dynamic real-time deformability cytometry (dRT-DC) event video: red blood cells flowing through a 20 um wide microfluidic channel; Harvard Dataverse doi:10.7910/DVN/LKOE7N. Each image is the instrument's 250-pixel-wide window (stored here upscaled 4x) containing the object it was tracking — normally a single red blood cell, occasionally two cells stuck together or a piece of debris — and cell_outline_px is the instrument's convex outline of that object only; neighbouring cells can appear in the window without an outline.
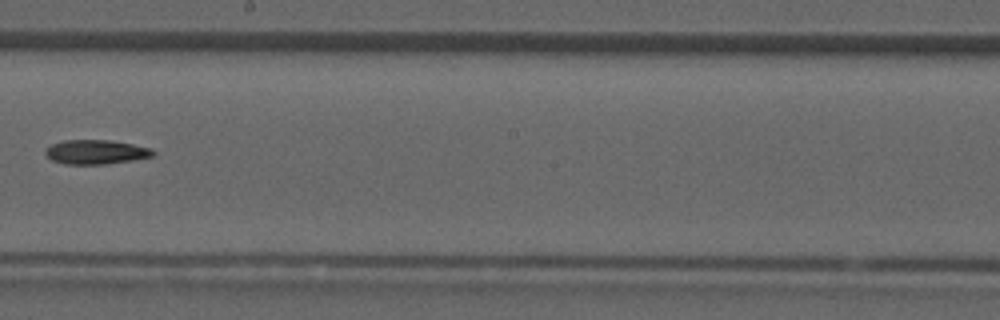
{"species": "common noctule bat (a hibernating species)", "species_latin": "Nyctalus noctula", "temperature_condition": "room temperature", "stored_images_in_passage": 27, "camera_frame_rate_fps": 3000, "um_per_image_px": 0.085, "animal": {"sex": "male", "forearm_length_mm": 52.5}, "frame": {"image": 1, "passage_image": 12, "time_ms": 3.667, "image_size_px": [1000, 320], "cell_outline_px": [[156, 152], [152, 156], [132, 160], [104, 164], [64, 164], [52, 160], [44, 152], [44, 148], [52, 144], [64, 140], [108, 140], [132, 144], [152, 148]], "centroid_in_image_um": [8.13, 12.91], "position_along_channel_um": 240.1, "area_um2": 15.2}}